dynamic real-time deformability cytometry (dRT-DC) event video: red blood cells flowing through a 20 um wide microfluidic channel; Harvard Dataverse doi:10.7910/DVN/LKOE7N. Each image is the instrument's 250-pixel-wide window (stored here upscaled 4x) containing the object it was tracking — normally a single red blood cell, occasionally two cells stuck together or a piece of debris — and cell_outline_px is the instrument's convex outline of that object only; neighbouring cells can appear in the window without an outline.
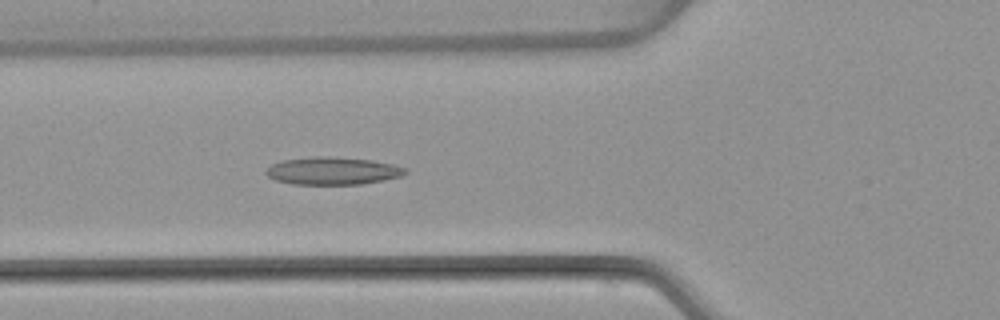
{"species": "common noctule bat (a hibernating species)", "species_latin": "Nyctalus noctula", "temperature_condition": "warm", "stored_images_in_passage": 51, "camera_frame_rate_fps": 3000, "um_per_image_px": 0.085, "animal": {"sex": "female", "body_mass_g": 22.7, "forearm_length_mm": 54.2}, "frame": {"image": 1, "passage_image": 18, "time_ms": 5.667, "image_size_px": [1000, 320], "cell_outline_px": [[408, 172], [400, 176], [384, 180], [360, 184], [292, 184], [276, 180], [268, 176], [264, 172], [272, 164], [284, 160], [312, 156], [328, 156], [372, 160], [392, 164], [408, 168]], "centroid_in_image_um": [28.29, 14.52], "position_along_channel_um": 97.5, "area_um2": 22.37}}
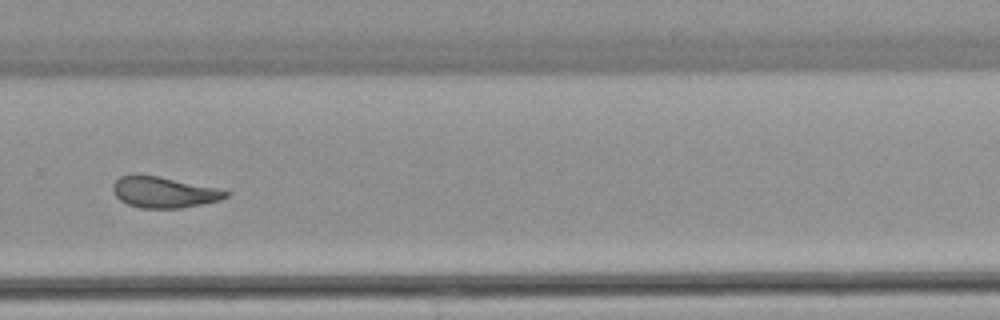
{"frame": {"image": 2, "passage_image": 35, "time_ms": 11.333, "image_size_px": [1000, 320], "cell_outline_px": [[228, 196], [220, 200], [180, 208], [140, 208], [128, 204], [120, 200], [116, 196], [112, 188], [112, 184], [120, 176], [132, 172], [140, 172], [216, 188], [228, 192]], "centroid_in_image_um": [13.83, 16.3], "position_along_channel_um": 316.0, "area_um2": 20.58}}
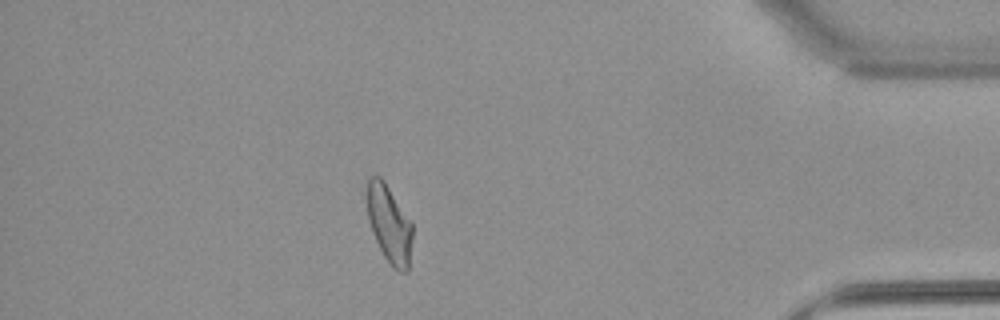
{"frame": {"image": 3, "passage_image": 45, "time_ms": 14.667, "image_size_px": [1000, 320], "cell_outline_px": [[412, 236], [408, 272], [400, 272], [392, 268], [384, 256], [372, 232], [368, 220], [368, 180], [372, 176], [380, 176], [384, 180], [412, 220]], "centroid_in_image_um": [33.12, 19.06], "position_along_channel_um": 402.1, "area_um2": 20.58}, "authors_computed_cell_mechanics": {"area_um2": 21.2704, "velocity_mm_per_s": 3.8675, "shape_relaxation_time_tau1_ms": null, "shape_relaxation_time_tau2_ms": 3.3861, "deformation_change_tau1": null, "deformation_change_tau2": 0.1206}}